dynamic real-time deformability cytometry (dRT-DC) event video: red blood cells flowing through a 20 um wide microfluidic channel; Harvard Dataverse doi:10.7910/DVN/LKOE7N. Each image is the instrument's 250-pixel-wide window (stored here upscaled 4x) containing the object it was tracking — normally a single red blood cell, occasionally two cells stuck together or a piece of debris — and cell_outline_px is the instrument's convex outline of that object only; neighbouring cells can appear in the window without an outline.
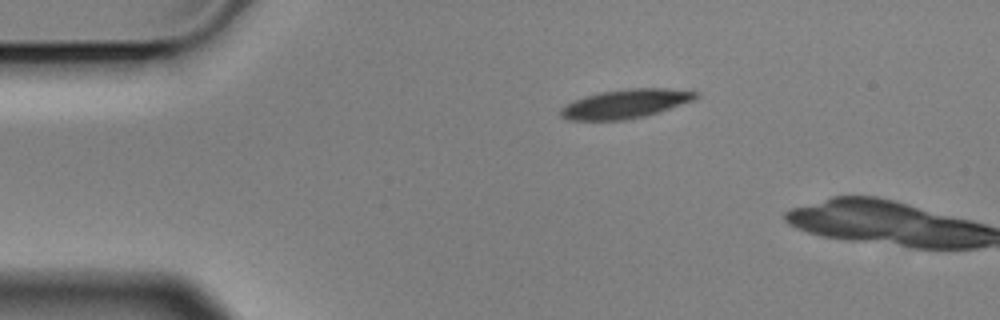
{"species": "Egyptian fruit bat (a non-hibernating species)", "species_latin": "Rousettus aegyptiacus", "temperature_condition": "cold", "stored_images_in_passage": 2, "camera_frame_rate_fps": 3000, "um_per_image_px": 0.085, "animal": {"sex": "male"}, "frame": {"image": 1, "passage_image": 1, "time_ms": 0.0, "image_size_px": [1000, 320], "cell_outline_px": [[700, 96], [696, 100], [660, 112], [644, 116], [624, 120], [568, 120], [560, 116], [560, 108], [576, 100], [600, 92], [628, 88], [664, 88], [700, 92]], "centroid_in_image_um": [53.24, 8.82], "position_along_channel_um": 31.8, "area_um2": 22.83}}